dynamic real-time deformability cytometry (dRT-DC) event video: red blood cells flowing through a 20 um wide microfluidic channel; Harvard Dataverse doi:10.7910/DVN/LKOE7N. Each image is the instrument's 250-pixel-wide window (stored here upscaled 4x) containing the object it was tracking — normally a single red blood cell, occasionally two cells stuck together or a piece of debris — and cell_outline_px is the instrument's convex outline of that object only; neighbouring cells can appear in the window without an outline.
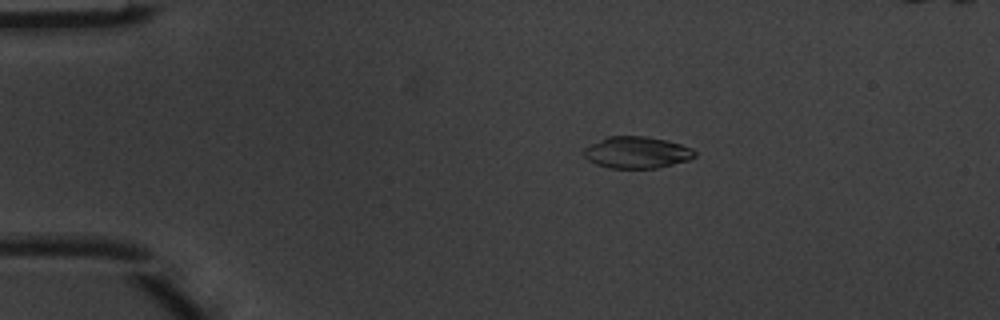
{"species": "common noctule bat (a hibernating species)", "species_latin": "Nyctalus noctula", "temperature_condition": "warm", "stored_images_in_passage": 5, "camera_frame_rate_fps": 3000, "um_per_image_px": 0.085, "animal": {"sex": "male", "body_mass_g": 20.1, "forearm_length_mm": 53.5}, "frame": {"image": 1, "passage_image": 3, "time_ms": 0.667, "image_size_px": [1000, 320], "cell_outline_px": [[696, 156], [688, 160], [656, 168], [608, 168], [596, 164], [588, 160], [580, 152], [584, 148], [608, 136], [644, 136], [664, 140], [680, 144], [692, 148], [696, 152]], "centroid_in_image_um": [54.1, 12.96], "position_along_channel_um": 30.9, "area_um2": 20.4}}